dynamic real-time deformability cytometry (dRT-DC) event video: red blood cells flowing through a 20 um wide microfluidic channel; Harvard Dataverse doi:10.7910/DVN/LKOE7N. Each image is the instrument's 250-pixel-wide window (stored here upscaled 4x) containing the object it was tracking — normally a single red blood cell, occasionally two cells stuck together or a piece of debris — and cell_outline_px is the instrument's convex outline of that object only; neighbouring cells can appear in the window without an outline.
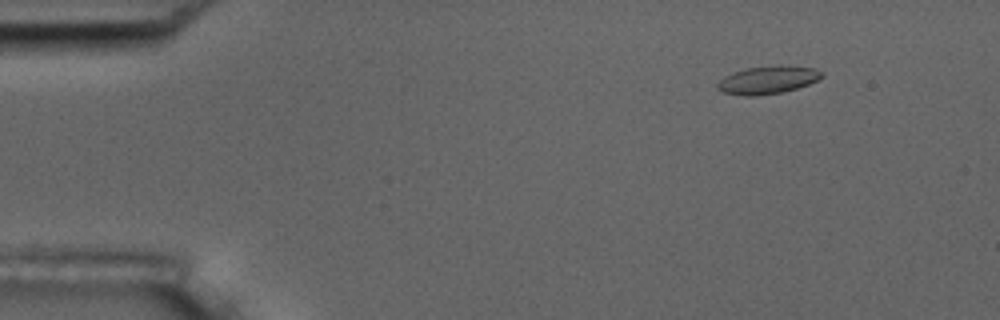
{"species": "common noctule bat (a hibernating species)", "species_latin": "Nyctalus noctula", "temperature_condition": "room temperature", "stored_images_in_passage": 11, "camera_frame_rate_fps": 3000, "um_per_image_px": 0.085, "animal": {"sex": "male", "body_mass_g": 17.5, "forearm_length_mm": 52.3}, "frame": {"image": 1, "passage_image": 2, "time_ms": 2.0, "image_size_px": [1000, 320], "cell_outline_px": [[824, 76], [820, 80], [784, 92], [756, 96], [744, 96], [724, 92], [716, 88], [716, 84], [724, 76], [732, 72], [748, 68], [780, 64], [816, 68], [824, 72]], "centroid_in_image_um": [65.3, 6.78], "position_along_channel_um": 19.7, "area_um2": 17.28}}
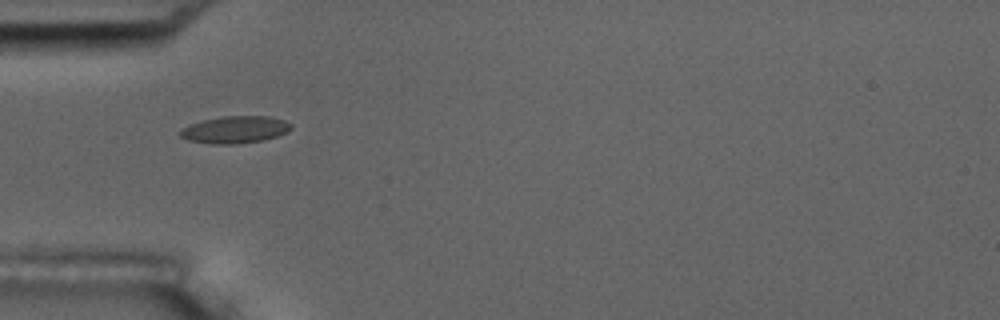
{"frame": {"image": 2, "passage_image": 5, "time_ms": 5.667, "image_size_px": [1000, 320], "cell_outline_px": [[292, 128], [288, 132], [276, 136], [260, 140], [236, 144], [212, 144], [188, 140], [180, 136], [180, 128], [188, 124], [204, 120], [224, 116], [268, 116], [284, 120], [292, 124]], "centroid_in_image_um": [19.96, 11.01], "position_along_channel_um": 65.0, "area_um2": 17.51}}
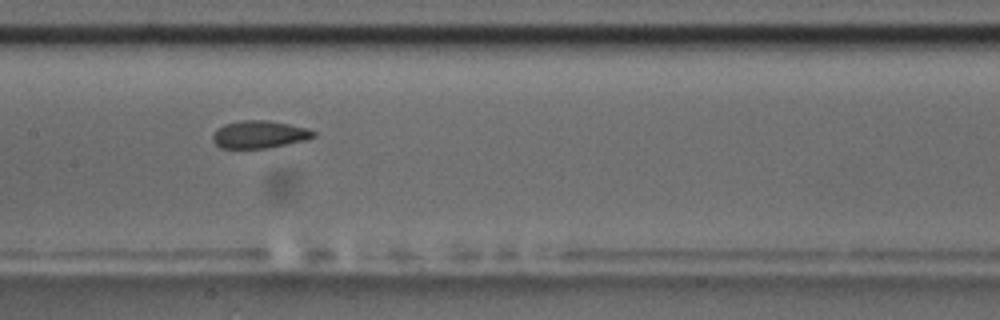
{"frame": {"image": 3, "passage_image": 8, "time_ms": 9.0, "image_size_px": [1000, 320], "cell_outline_px": [[316, 136], [304, 140], [268, 148], [220, 148], [212, 140], [212, 136], [216, 128], [224, 124], [240, 120], [268, 120], [308, 128], [316, 132]], "centroid_in_image_um": [22.02, 11.42], "position_along_channel_um": 185.4, "area_um2": 16.24}}